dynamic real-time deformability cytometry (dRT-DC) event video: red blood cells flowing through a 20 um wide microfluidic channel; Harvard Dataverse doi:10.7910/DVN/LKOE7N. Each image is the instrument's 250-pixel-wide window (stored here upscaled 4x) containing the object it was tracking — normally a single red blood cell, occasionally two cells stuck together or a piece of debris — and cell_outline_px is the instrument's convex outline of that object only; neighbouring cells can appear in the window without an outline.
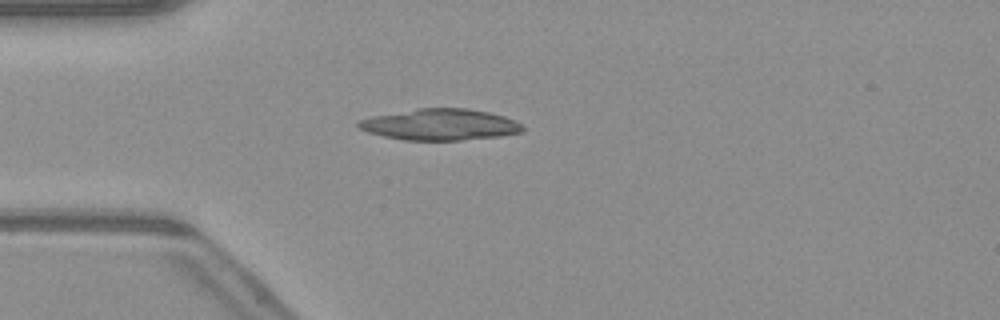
{"species": "common noctule bat (a hibernating species)", "species_latin": "Nyctalus noctula", "temperature_condition": "warm", "stored_images_in_passage": 40, "camera_frame_rate_fps": 3000, "um_per_image_px": 0.085, "animal": {"sex": "male", "body_mass_g": 23.1, "forearm_length_mm": 52.7}, "frame": {"image": 1, "passage_image": 14, "time_ms": 4.333, "image_size_px": [1000, 320], "cell_outline_px": [[524, 132], [500, 136], [460, 140], [404, 140], [384, 136], [368, 132], [360, 128], [356, 124], [360, 120], [372, 116], [416, 108], [468, 108], [488, 112], [504, 116], [516, 120], [524, 124]], "centroid_in_image_um": [37.46, 10.58], "position_along_channel_um": 47.5, "area_um2": 30.06}}